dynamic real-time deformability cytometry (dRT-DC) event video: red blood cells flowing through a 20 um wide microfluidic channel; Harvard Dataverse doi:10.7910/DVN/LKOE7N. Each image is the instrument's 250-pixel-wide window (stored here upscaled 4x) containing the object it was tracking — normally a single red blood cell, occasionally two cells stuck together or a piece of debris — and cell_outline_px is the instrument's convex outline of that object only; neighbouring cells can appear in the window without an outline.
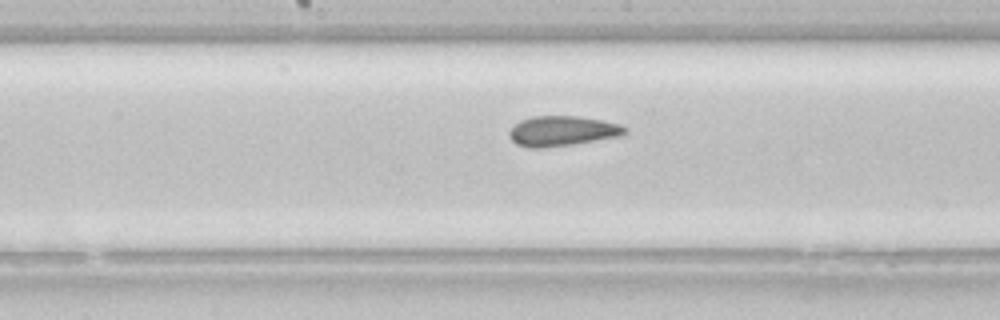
{"species": "common noctule bat (a hibernating species)", "species_latin": "Nyctalus noctula", "temperature_condition": "room temperature", "stored_images_in_passage": 21, "camera_frame_rate_fps": 3000, "um_per_image_px": 0.085, "animal": {"sex": "female", "body_mass_g": 22.7, "forearm_length_mm": 54.2}, "frame": {"image": 1, "passage_image": 12, "time_ms": 3.667, "image_size_px": [1000, 320], "cell_outline_px": [[628, 132], [616, 136], [572, 144], [544, 148], [528, 148], [516, 144], [508, 136], [508, 132], [520, 120], [532, 116], [576, 116], [600, 120], [620, 124], [628, 128]], "centroid_in_image_um": [47.74, 11.13], "position_along_channel_um": 200.5, "area_um2": 20.11}}